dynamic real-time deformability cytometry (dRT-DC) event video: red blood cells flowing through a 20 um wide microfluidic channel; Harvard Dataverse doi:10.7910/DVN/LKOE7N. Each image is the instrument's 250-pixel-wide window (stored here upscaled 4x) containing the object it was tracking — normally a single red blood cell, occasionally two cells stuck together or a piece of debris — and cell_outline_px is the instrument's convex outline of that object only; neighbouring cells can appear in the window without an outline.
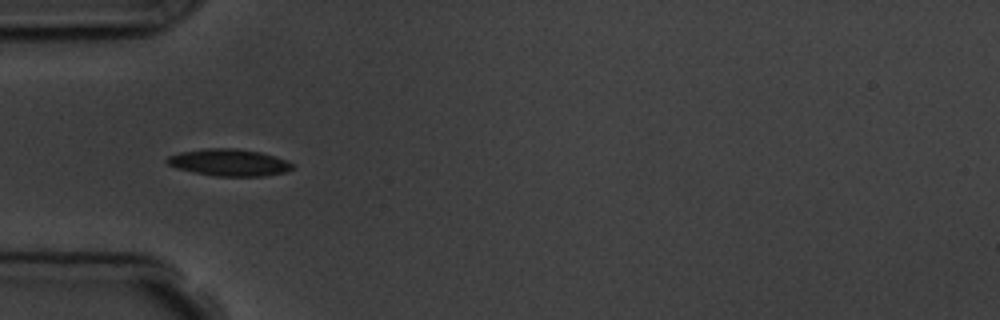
{"species": "common noctule bat (a hibernating species)", "species_latin": "Nyctalus noctula", "temperature_condition": "room temperature", "stored_images_in_passage": 8, "camera_frame_rate_fps": 3000, "um_per_image_px": 0.085, "animal": {"sex": "male", "body_mass_g": 19.5, "forearm_length_mm": 54.6}, "frame": {"image": 1, "passage_image": 6, "time_ms": 5.667, "image_size_px": [1000, 320], "cell_outline_px": [[292, 168], [284, 172], [260, 176], [216, 176], [176, 168], [168, 164], [164, 160], [168, 156], [180, 152], [208, 148], [236, 148], [260, 152], [276, 156], [292, 164]], "centroid_in_image_um": [19.43, 13.8], "position_along_channel_um": 65.6, "area_um2": 19.42}}